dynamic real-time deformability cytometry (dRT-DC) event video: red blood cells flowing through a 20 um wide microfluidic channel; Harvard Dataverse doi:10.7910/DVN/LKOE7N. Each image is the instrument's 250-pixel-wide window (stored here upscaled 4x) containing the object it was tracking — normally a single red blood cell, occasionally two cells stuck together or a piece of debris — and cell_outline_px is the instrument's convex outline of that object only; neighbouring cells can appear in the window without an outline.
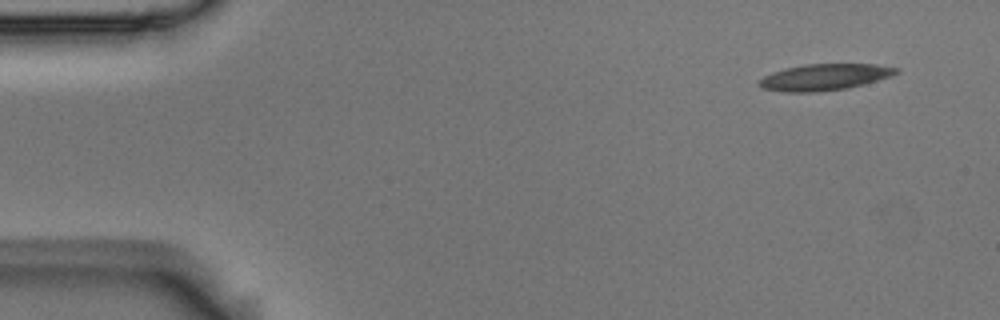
{"species": "Egyptian fruit bat (a non-hibernating species)", "species_latin": "Rousettus aegyptiacus", "temperature_condition": "room temperature", "stored_images_in_passage": 51, "camera_frame_rate_fps": 3000, "um_per_image_px": 0.085, "animal": {"sex": "male"}, "frame": {"image": 1, "passage_image": 1, "time_ms": 0.0, "image_size_px": [1000, 320], "cell_outline_px": [[900, 72], [892, 76], [864, 84], [848, 88], [820, 92], [784, 92], [760, 88], [756, 84], [764, 76], [784, 68], [804, 64], [876, 64], [900, 68]], "centroid_in_image_um": [70.1, 6.56], "position_along_channel_um": 14.9, "area_um2": 21.33}}
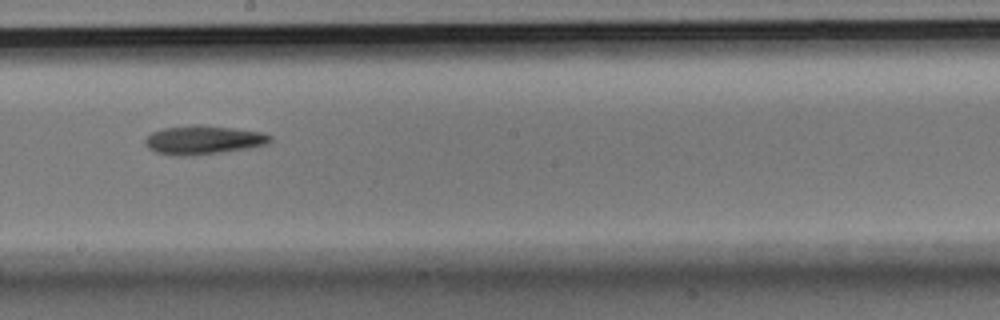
{"frame": {"image": 2, "passage_image": 27, "time_ms": 8.667, "image_size_px": [1000, 320], "cell_outline_px": [[272, 140], [268, 144], [248, 148], [192, 156], [168, 156], [156, 152], [148, 148], [144, 144], [144, 140], [152, 132], [164, 128], [192, 124], [204, 124], [260, 132], [272, 136]], "centroid_in_image_um": [17.24, 11.9], "position_along_channel_um": 231.0, "area_um2": 21.21}}
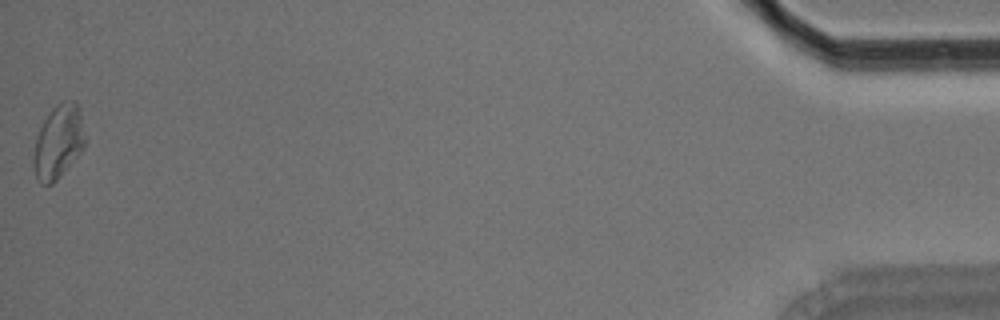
{"frame": {"image": 3, "passage_image": 51, "time_ms": 16.667, "image_size_px": [1000, 320], "cell_outline_px": [[84, 148], [60, 176], [52, 184], [40, 184], [36, 180], [32, 164], [32, 156], [36, 136], [44, 120], [52, 108], [56, 104], [64, 100], [76, 100], [80, 112], [84, 136]], "centroid_in_image_um": [4.92, 12.07], "position_along_channel_um": 430.3, "area_um2": 22.2}}